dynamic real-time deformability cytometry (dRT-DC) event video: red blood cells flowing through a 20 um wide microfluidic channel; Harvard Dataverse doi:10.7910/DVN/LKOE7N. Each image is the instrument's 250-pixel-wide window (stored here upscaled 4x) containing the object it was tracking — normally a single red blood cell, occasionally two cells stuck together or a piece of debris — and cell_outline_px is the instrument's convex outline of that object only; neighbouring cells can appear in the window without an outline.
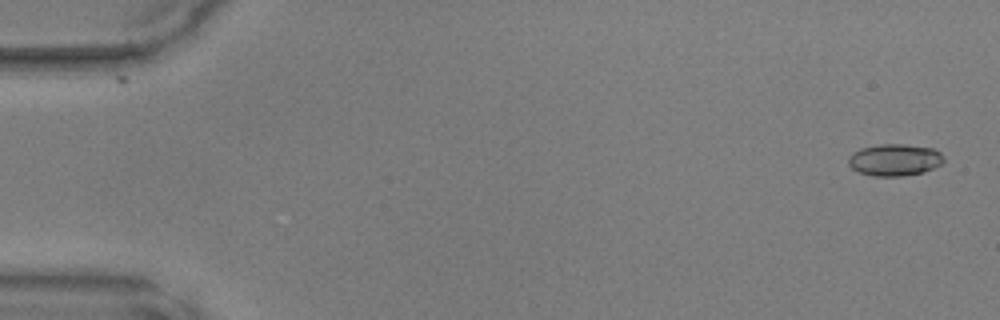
{"species": "common noctule bat (a hibernating species)", "species_latin": "Nyctalus noctula", "temperature_condition": "warm", "stored_images_in_passage": 49, "camera_frame_rate_fps": 3000, "um_per_image_px": 0.085, "animal": {"sex": "male", "body_mass_g": 17.9, "forearm_length_mm": 54.2}, "frame": {"image": 1, "passage_image": 2, "time_ms": 0.333, "image_size_px": [1000, 320], "cell_outline_px": [[944, 160], [940, 164], [924, 172], [900, 176], [872, 176], [860, 172], [852, 168], [848, 164], [848, 160], [852, 152], [860, 148], [880, 144], [904, 144], [932, 148], [940, 152], [944, 156]], "centroid_in_image_um": [76.03, 13.58], "position_along_channel_um": 9.0, "area_um2": 17.69}}
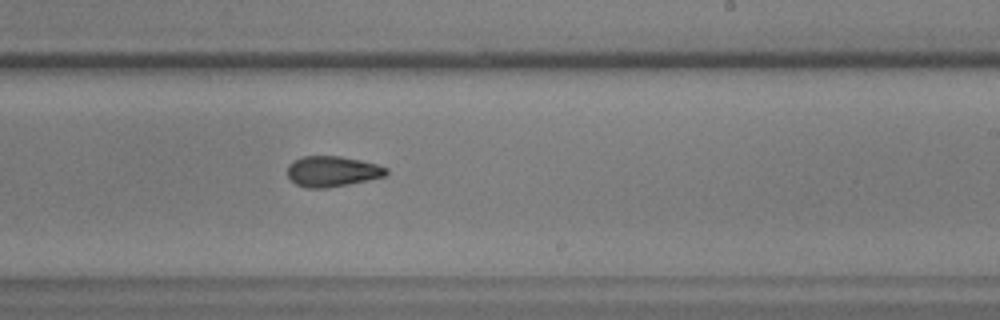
{"frame": {"image": 2, "passage_image": 30, "time_ms": 9.667, "image_size_px": [1000, 320], "cell_outline_px": [[388, 172], [384, 176], [368, 180], [348, 184], [324, 188], [308, 188], [296, 184], [288, 176], [288, 164], [292, 160], [304, 156], [340, 156], [360, 160], [376, 164], [388, 168]], "centroid_in_image_um": [28.23, 14.56], "position_along_channel_um": 260.8, "area_um2": 17.51}}
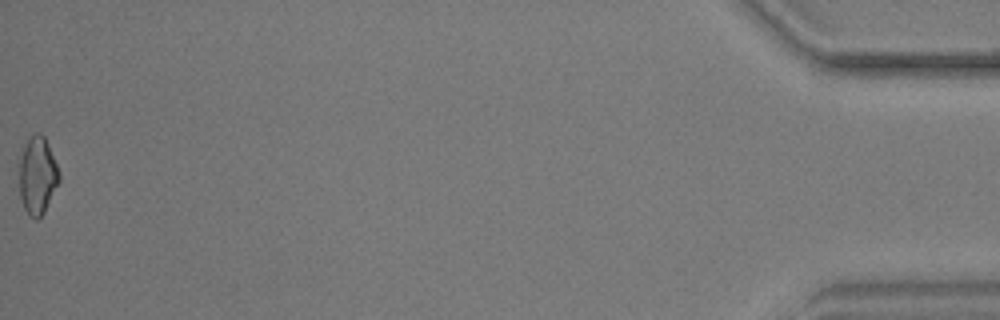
{"frame": {"image": 3, "passage_image": 49, "time_ms": 16.0, "image_size_px": [1000, 320], "cell_outline_px": [[60, 180], [44, 212], [36, 220], [28, 216], [24, 208], [20, 196], [16, 164], [16, 160], [28, 140], [36, 132], [40, 132], [44, 136], [48, 144], [60, 172]], "centroid_in_image_um": [3.13, 14.91], "position_along_channel_um": 432.1, "area_um2": 18.61}}